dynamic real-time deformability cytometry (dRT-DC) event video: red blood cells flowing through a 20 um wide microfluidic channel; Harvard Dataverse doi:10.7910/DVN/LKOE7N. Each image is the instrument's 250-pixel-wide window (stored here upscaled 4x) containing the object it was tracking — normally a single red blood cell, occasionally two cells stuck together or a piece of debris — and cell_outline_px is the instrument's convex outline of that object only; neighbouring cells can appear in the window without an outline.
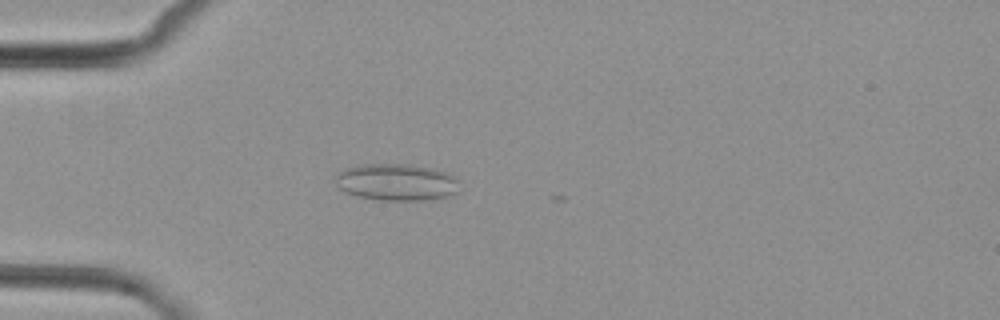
{"species": "common noctule bat (a hibernating species)", "species_latin": "Nyctalus noctula", "temperature_condition": "cold", "stored_images_in_passage": 4, "camera_frame_rate_fps": 3000, "um_per_image_px": 0.085, "animal": {"sex": "female", "body_mass_g": 29.2, "forearm_length_mm": 56.3}, "frame": {"image": 1, "passage_image": 3, "time_ms": 2.667, "image_size_px": [1000, 320], "cell_outline_px": [[460, 192], [452, 196], [424, 200], [380, 200], [356, 196], [344, 192], [336, 184], [332, 176], [344, 168], [364, 164], [408, 164], [432, 168], [448, 172], [456, 176]], "centroid_in_image_um": [33.71, 15.48], "position_along_channel_um": 51.3, "area_um2": 27.22}}